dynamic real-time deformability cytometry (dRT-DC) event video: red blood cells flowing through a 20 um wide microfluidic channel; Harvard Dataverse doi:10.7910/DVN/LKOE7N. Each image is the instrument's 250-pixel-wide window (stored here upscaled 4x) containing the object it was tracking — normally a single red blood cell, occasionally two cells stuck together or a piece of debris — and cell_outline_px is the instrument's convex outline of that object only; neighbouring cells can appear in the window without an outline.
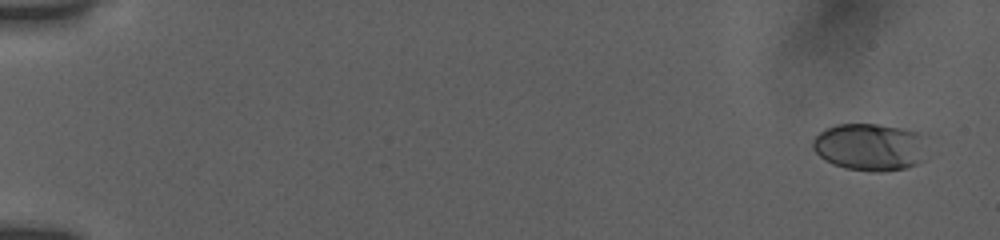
{"species": "human", "species_latin": "Homo sapiens", "temperature_condition": "room temperature", "stored_images_in_passage": 42, "camera_frame_rate_fps": 3000, "um_per_image_px": 0.085, "donor": {"sex": "female"}, "frame": {"image": 1, "passage_image": 3, "time_ms": 0.667, "image_size_px": [1000, 240], "cell_outline_px": [[928, 136], [924, 160], [916, 164], [904, 168], [880, 172], [872, 172], [844, 168], [832, 164], [824, 160], [812, 148], [812, 140], [824, 128], [836, 124], [876, 124], [904, 128], [920, 132]], "centroid_in_image_um": [73.99, 12.48], "position_along_channel_um": 11.0, "area_um2": 32.31}}
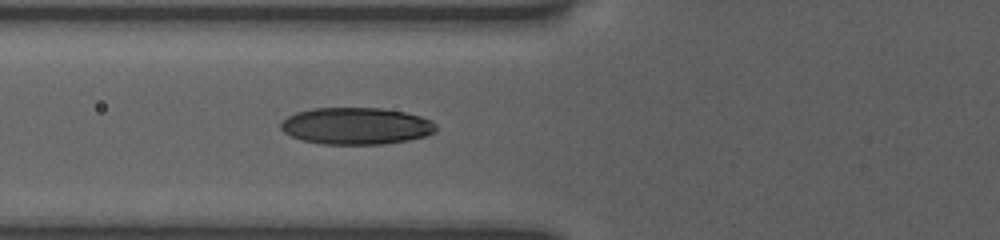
{"frame": {"image": 2, "passage_image": 26, "time_ms": 7.333, "image_size_px": [1000, 240], "cell_outline_px": [[436, 132], [424, 136], [408, 140], [384, 144], [324, 144], [300, 140], [284, 132], [280, 128], [280, 120], [296, 112], [312, 108], [380, 108], [404, 112], [420, 116], [432, 120], [436, 124]], "centroid_in_image_um": [30.25, 10.71], "position_along_channel_um": 95.5, "area_um2": 33.52}}
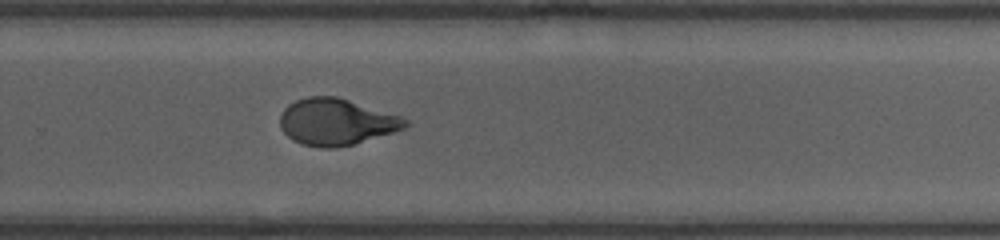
{"frame": {"image": 3, "passage_image": 42, "time_ms": 12.667, "image_size_px": [1000, 240], "cell_outline_px": [[408, 124], [404, 128], [392, 132], [352, 144], [336, 148], [320, 148], [300, 144], [292, 140], [280, 128], [280, 112], [288, 104], [296, 100], [308, 96], [336, 96], [400, 116], [408, 120]], "centroid_in_image_um": [28.52, 10.36], "position_along_channel_um": 301.3, "area_um2": 33.81}}